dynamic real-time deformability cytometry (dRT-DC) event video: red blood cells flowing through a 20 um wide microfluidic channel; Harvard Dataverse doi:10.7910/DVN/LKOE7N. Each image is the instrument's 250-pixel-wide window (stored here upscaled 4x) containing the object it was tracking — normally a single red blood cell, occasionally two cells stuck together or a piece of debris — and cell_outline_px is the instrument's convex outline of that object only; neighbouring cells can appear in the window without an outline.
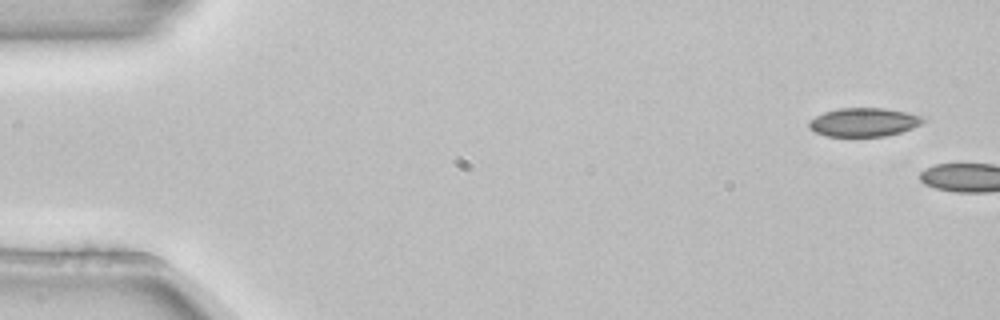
{"species": "common noctule bat (a hibernating species)", "species_latin": "Nyctalus noctula", "temperature_condition": "room temperature", "stored_images_in_passage": 2, "camera_frame_rate_fps": 3000, "um_per_image_px": 0.085, "animal": {"sex": "female", "body_mass_g": 22.7, "forearm_length_mm": 54.2}, "frame": {"image": 1, "passage_image": 1, "time_ms": 0.0, "image_size_px": [1000, 320], "cell_outline_px": [[924, 120], [920, 124], [912, 128], [900, 132], [884, 136], [828, 136], [816, 132], [808, 128], [808, 120], [824, 112], [840, 108], [884, 108], [924, 116]], "centroid_in_image_um": [73.39, 10.38], "position_along_channel_um": 11.6, "area_um2": 18.9}}